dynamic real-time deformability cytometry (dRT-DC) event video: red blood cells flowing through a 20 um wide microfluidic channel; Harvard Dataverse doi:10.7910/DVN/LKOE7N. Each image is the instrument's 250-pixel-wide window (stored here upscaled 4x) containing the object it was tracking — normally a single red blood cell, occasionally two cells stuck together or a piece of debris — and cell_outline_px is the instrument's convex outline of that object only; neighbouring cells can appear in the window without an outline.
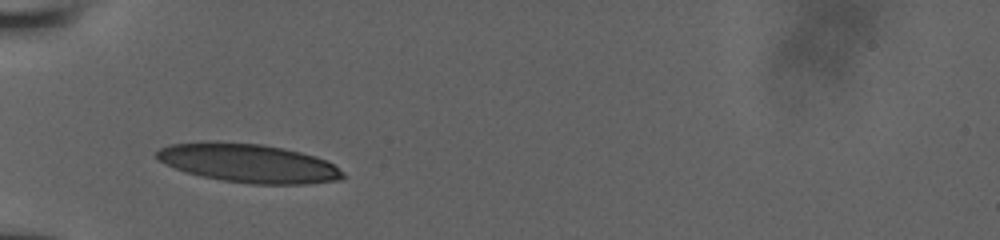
{"species": "human", "species_latin": "Homo sapiens", "temperature_condition": "room temperature", "stored_images_in_passage": 54, "camera_frame_rate_fps": 3000, "um_per_image_px": 0.085, "donor": {"sex": "male"}, "frame": {"image": 1, "passage_image": 1, "time_ms": 0.0, "image_size_px": [1000, 240], "cell_outline_px": [[344, 176], [340, 180], [308, 184], [248, 184], [220, 180], [200, 176], [184, 172], [160, 160], [156, 156], [156, 152], [160, 148], [172, 144], [200, 140], [216, 140], [260, 144], [284, 148], [316, 156], [332, 164], [344, 172]], "centroid_in_image_um": [21.09, 13.86], "position_along_channel_um": 63.9, "area_um2": 42.43}}
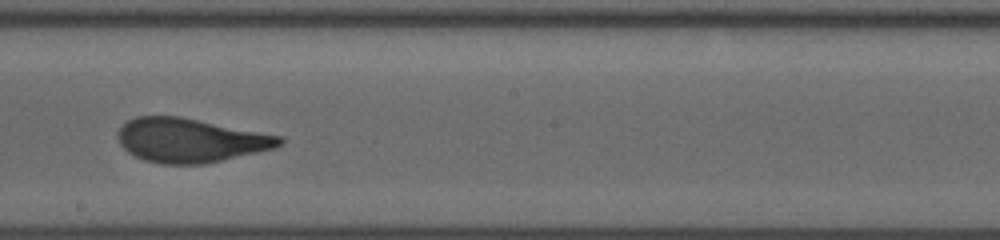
{"frame": {"image": 2, "passage_image": 29, "time_ms": 4.333, "image_size_px": [1000, 240], "cell_outline_px": [[284, 144], [276, 148], [208, 164], [160, 164], [144, 160], [128, 152], [120, 144], [116, 136], [116, 132], [128, 120], [136, 116], [180, 116], [284, 136]], "centroid_in_image_um": [16.22, 11.93], "position_along_channel_um": 232.0, "area_um2": 42.02}}
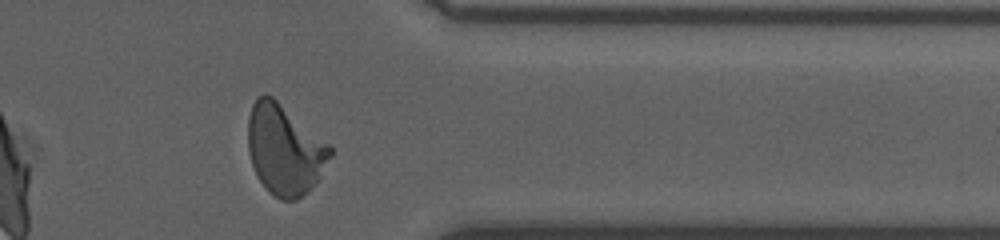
{"frame": {"image": 3, "passage_image": 53, "time_ms": 8.333, "image_size_px": [1000, 240], "cell_outline_px": [[332, 156], [316, 184], [308, 192], [296, 200], [280, 200], [268, 192], [256, 176], [248, 152], [248, 116], [252, 104], [256, 96], [264, 92], [272, 96], [328, 144], [332, 148]], "centroid_in_image_um": [24.17, 12.74], "position_along_channel_um": 387.2, "area_um2": 43.35}}